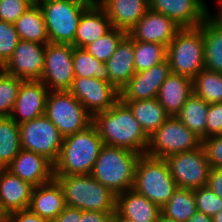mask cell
I'll return each mask as SVG.
<instances>
[{"label": "cell", "mask_w": 222, "mask_h": 222, "mask_svg": "<svg viewBox=\"0 0 222 222\" xmlns=\"http://www.w3.org/2000/svg\"><path fill=\"white\" fill-rule=\"evenodd\" d=\"M21 149L45 156L53 164L57 161L63 136L44 114L19 124Z\"/></svg>", "instance_id": "30bf717a"}, {"label": "cell", "mask_w": 222, "mask_h": 222, "mask_svg": "<svg viewBox=\"0 0 222 222\" xmlns=\"http://www.w3.org/2000/svg\"><path fill=\"white\" fill-rule=\"evenodd\" d=\"M21 150L19 124L0 117V168H7Z\"/></svg>", "instance_id": "4dcf8cb0"}, {"label": "cell", "mask_w": 222, "mask_h": 222, "mask_svg": "<svg viewBox=\"0 0 222 222\" xmlns=\"http://www.w3.org/2000/svg\"><path fill=\"white\" fill-rule=\"evenodd\" d=\"M126 35V31L112 28L101 38L86 45L84 49L97 60L105 63L115 53L118 44Z\"/></svg>", "instance_id": "d590c367"}, {"label": "cell", "mask_w": 222, "mask_h": 222, "mask_svg": "<svg viewBox=\"0 0 222 222\" xmlns=\"http://www.w3.org/2000/svg\"><path fill=\"white\" fill-rule=\"evenodd\" d=\"M7 222H48L39 215L34 214L29 208L8 213Z\"/></svg>", "instance_id": "7bdbcfd3"}, {"label": "cell", "mask_w": 222, "mask_h": 222, "mask_svg": "<svg viewBox=\"0 0 222 222\" xmlns=\"http://www.w3.org/2000/svg\"><path fill=\"white\" fill-rule=\"evenodd\" d=\"M106 12L112 28L128 31L149 9L148 0H97Z\"/></svg>", "instance_id": "ffe728a7"}, {"label": "cell", "mask_w": 222, "mask_h": 222, "mask_svg": "<svg viewBox=\"0 0 222 222\" xmlns=\"http://www.w3.org/2000/svg\"><path fill=\"white\" fill-rule=\"evenodd\" d=\"M202 146L211 168H222V135L203 139Z\"/></svg>", "instance_id": "60d3db41"}, {"label": "cell", "mask_w": 222, "mask_h": 222, "mask_svg": "<svg viewBox=\"0 0 222 222\" xmlns=\"http://www.w3.org/2000/svg\"><path fill=\"white\" fill-rule=\"evenodd\" d=\"M115 211H82L80 222H110Z\"/></svg>", "instance_id": "f6af8a7d"}, {"label": "cell", "mask_w": 222, "mask_h": 222, "mask_svg": "<svg viewBox=\"0 0 222 222\" xmlns=\"http://www.w3.org/2000/svg\"><path fill=\"white\" fill-rule=\"evenodd\" d=\"M110 222H135V221L122 217L117 211H115L111 216Z\"/></svg>", "instance_id": "c3c4849f"}, {"label": "cell", "mask_w": 222, "mask_h": 222, "mask_svg": "<svg viewBox=\"0 0 222 222\" xmlns=\"http://www.w3.org/2000/svg\"><path fill=\"white\" fill-rule=\"evenodd\" d=\"M170 73V66L167 59L147 70L136 72L119 91L120 100L127 102L130 100L156 98L162 83Z\"/></svg>", "instance_id": "2e32d148"}, {"label": "cell", "mask_w": 222, "mask_h": 222, "mask_svg": "<svg viewBox=\"0 0 222 222\" xmlns=\"http://www.w3.org/2000/svg\"><path fill=\"white\" fill-rule=\"evenodd\" d=\"M181 29L170 18L148 9L127 34L136 41L159 43L167 47Z\"/></svg>", "instance_id": "ac0fdd59"}, {"label": "cell", "mask_w": 222, "mask_h": 222, "mask_svg": "<svg viewBox=\"0 0 222 222\" xmlns=\"http://www.w3.org/2000/svg\"><path fill=\"white\" fill-rule=\"evenodd\" d=\"M217 2H218V3H216V4H218V7H219V8H222V0H217Z\"/></svg>", "instance_id": "f5cc1de1"}, {"label": "cell", "mask_w": 222, "mask_h": 222, "mask_svg": "<svg viewBox=\"0 0 222 222\" xmlns=\"http://www.w3.org/2000/svg\"><path fill=\"white\" fill-rule=\"evenodd\" d=\"M44 15L50 43L72 44L82 13L92 0H36Z\"/></svg>", "instance_id": "8992f818"}, {"label": "cell", "mask_w": 222, "mask_h": 222, "mask_svg": "<svg viewBox=\"0 0 222 222\" xmlns=\"http://www.w3.org/2000/svg\"><path fill=\"white\" fill-rule=\"evenodd\" d=\"M209 105L194 93L186 100L177 118L201 140L206 138L207 113Z\"/></svg>", "instance_id": "f546056e"}, {"label": "cell", "mask_w": 222, "mask_h": 222, "mask_svg": "<svg viewBox=\"0 0 222 222\" xmlns=\"http://www.w3.org/2000/svg\"><path fill=\"white\" fill-rule=\"evenodd\" d=\"M193 93L208 104L222 102V72L202 69L193 79Z\"/></svg>", "instance_id": "1f68e13d"}, {"label": "cell", "mask_w": 222, "mask_h": 222, "mask_svg": "<svg viewBox=\"0 0 222 222\" xmlns=\"http://www.w3.org/2000/svg\"><path fill=\"white\" fill-rule=\"evenodd\" d=\"M65 205L82 211H116V195L91 174L54 176Z\"/></svg>", "instance_id": "277c9868"}, {"label": "cell", "mask_w": 222, "mask_h": 222, "mask_svg": "<svg viewBox=\"0 0 222 222\" xmlns=\"http://www.w3.org/2000/svg\"><path fill=\"white\" fill-rule=\"evenodd\" d=\"M193 193L197 205V211L212 217L222 210V199L207 186L194 189Z\"/></svg>", "instance_id": "f35d334b"}, {"label": "cell", "mask_w": 222, "mask_h": 222, "mask_svg": "<svg viewBox=\"0 0 222 222\" xmlns=\"http://www.w3.org/2000/svg\"><path fill=\"white\" fill-rule=\"evenodd\" d=\"M217 13L222 17V8H218Z\"/></svg>", "instance_id": "db71d44e"}, {"label": "cell", "mask_w": 222, "mask_h": 222, "mask_svg": "<svg viewBox=\"0 0 222 222\" xmlns=\"http://www.w3.org/2000/svg\"><path fill=\"white\" fill-rule=\"evenodd\" d=\"M103 145L93 123L64 137L59 157L54 163V176L91 174Z\"/></svg>", "instance_id": "7a4b0ae2"}, {"label": "cell", "mask_w": 222, "mask_h": 222, "mask_svg": "<svg viewBox=\"0 0 222 222\" xmlns=\"http://www.w3.org/2000/svg\"><path fill=\"white\" fill-rule=\"evenodd\" d=\"M149 9L173 20L181 28H196L210 8L205 0H148Z\"/></svg>", "instance_id": "9a60e30c"}, {"label": "cell", "mask_w": 222, "mask_h": 222, "mask_svg": "<svg viewBox=\"0 0 222 222\" xmlns=\"http://www.w3.org/2000/svg\"><path fill=\"white\" fill-rule=\"evenodd\" d=\"M166 59L171 73L191 79L204 69L202 24L196 28H182L167 46Z\"/></svg>", "instance_id": "52a82bcc"}, {"label": "cell", "mask_w": 222, "mask_h": 222, "mask_svg": "<svg viewBox=\"0 0 222 222\" xmlns=\"http://www.w3.org/2000/svg\"><path fill=\"white\" fill-rule=\"evenodd\" d=\"M112 29L104 9L94 1L81 15L72 45L84 48Z\"/></svg>", "instance_id": "7402d4cb"}, {"label": "cell", "mask_w": 222, "mask_h": 222, "mask_svg": "<svg viewBox=\"0 0 222 222\" xmlns=\"http://www.w3.org/2000/svg\"><path fill=\"white\" fill-rule=\"evenodd\" d=\"M7 169L34 187L54 179V164L45 156L24 149L20 150Z\"/></svg>", "instance_id": "d6986e66"}, {"label": "cell", "mask_w": 222, "mask_h": 222, "mask_svg": "<svg viewBox=\"0 0 222 222\" xmlns=\"http://www.w3.org/2000/svg\"><path fill=\"white\" fill-rule=\"evenodd\" d=\"M19 40L14 23L0 20V68L12 57Z\"/></svg>", "instance_id": "74e56055"}, {"label": "cell", "mask_w": 222, "mask_h": 222, "mask_svg": "<svg viewBox=\"0 0 222 222\" xmlns=\"http://www.w3.org/2000/svg\"><path fill=\"white\" fill-rule=\"evenodd\" d=\"M222 135V102L209 105L207 113L206 138Z\"/></svg>", "instance_id": "b9f144b4"}, {"label": "cell", "mask_w": 222, "mask_h": 222, "mask_svg": "<svg viewBox=\"0 0 222 222\" xmlns=\"http://www.w3.org/2000/svg\"><path fill=\"white\" fill-rule=\"evenodd\" d=\"M222 199V168H211L206 185Z\"/></svg>", "instance_id": "ee69618b"}, {"label": "cell", "mask_w": 222, "mask_h": 222, "mask_svg": "<svg viewBox=\"0 0 222 222\" xmlns=\"http://www.w3.org/2000/svg\"><path fill=\"white\" fill-rule=\"evenodd\" d=\"M187 222H212V217L197 211Z\"/></svg>", "instance_id": "7dc6e473"}, {"label": "cell", "mask_w": 222, "mask_h": 222, "mask_svg": "<svg viewBox=\"0 0 222 222\" xmlns=\"http://www.w3.org/2000/svg\"><path fill=\"white\" fill-rule=\"evenodd\" d=\"M33 188L7 168H0V203L7 213L28 208Z\"/></svg>", "instance_id": "44dd1931"}, {"label": "cell", "mask_w": 222, "mask_h": 222, "mask_svg": "<svg viewBox=\"0 0 222 222\" xmlns=\"http://www.w3.org/2000/svg\"><path fill=\"white\" fill-rule=\"evenodd\" d=\"M157 222H177L174 218L168 217L160 212Z\"/></svg>", "instance_id": "681fc988"}, {"label": "cell", "mask_w": 222, "mask_h": 222, "mask_svg": "<svg viewBox=\"0 0 222 222\" xmlns=\"http://www.w3.org/2000/svg\"><path fill=\"white\" fill-rule=\"evenodd\" d=\"M21 79L6 74L0 68V117H9L12 113Z\"/></svg>", "instance_id": "8d00e7d4"}, {"label": "cell", "mask_w": 222, "mask_h": 222, "mask_svg": "<svg viewBox=\"0 0 222 222\" xmlns=\"http://www.w3.org/2000/svg\"><path fill=\"white\" fill-rule=\"evenodd\" d=\"M212 222H222V210L212 216Z\"/></svg>", "instance_id": "816d5d0a"}, {"label": "cell", "mask_w": 222, "mask_h": 222, "mask_svg": "<svg viewBox=\"0 0 222 222\" xmlns=\"http://www.w3.org/2000/svg\"><path fill=\"white\" fill-rule=\"evenodd\" d=\"M68 91L92 117L107 111L120 99V93L114 86L95 77L75 76Z\"/></svg>", "instance_id": "4fadbf2b"}, {"label": "cell", "mask_w": 222, "mask_h": 222, "mask_svg": "<svg viewBox=\"0 0 222 222\" xmlns=\"http://www.w3.org/2000/svg\"><path fill=\"white\" fill-rule=\"evenodd\" d=\"M140 155L124 148L104 144L91 175L117 196L133 188Z\"/></svg>", "instance_id": "3957f363"}, {"label": "cell", "mask_w": 222, "mask_h": 222, "mask_svg": "<svg viewBox=\"0 0 222 222\" xmlns=\"http://www.w3.org/2000/svg\"><path fill=\"white\" fill-rule=\"evenodd\" d=\"M48 93L41 80H22L10 117L22 124L44 115Z\"/></svg>", "instance_id": "e0dca14e"}, {"label": "cell", "mask_w": 222, "mask_h": 222, "mask_svg": "<svg viewBox=\"0 0 222 222\" xmlns=\"http://www.w3.org/2000/svg\"><path fill=\"white\" fill-rule=\"evenodd\" d=\"M8 221V213L2 208L0 203V222H7Z\"/></svg>", "instance_id": "f907efd6"}, {"label": "cell", "mask_w": 222, "mask_h": 222, "mask_svg": "<svg viewBox=\"0 0 222 222\" xmlns=\"http://www.w3.org/2000/svg\"><path fill=\"white\" fill-rule=\"evenodd\" d=\"M72 44L47 43L41 81L49 91L69 90L75 78Z\"/></svg>", "instance_id": "7c38bea8"}, {"label": "cell", "mask_w": 222, "mask_h": 222, "mask_svg": "<svg viewBox=\"0 0 222 222\" xmlns=\"http://www.w3.org/2000/svg\"><path fill=\"white\" fill-rule=\"evenodd\" d=\"M202 140L190 131L177 117L170 116L150 137L146 154L155 158L194 150Z\"/></svg>", "instance_id": "9c48e42d"}, {"label": "cell", "mask_w": 222, "mask_h": 222, "mask_svg": "<svg viewBox=\"0 0 222 222\" xmlns=\"http://www.w3.org/2000/svg\"><path fill=\"white\" fill-rule=\"evenodd\" d=\"M81 210L65 206L64 210L52 222H80Z\"/></svg>", "instance_id": "bcb514c9"}, {"label": "cell", "mask_w": 222, "mask_h": 222, "mask_svg": "<svg viewBox=\"0 0 222 222\" xmlns=\"http://www.w3.org/2000/svg\"><path fill=\"white\" fill-rule=\"evenodd\" d=\"M46 44L19 40L12 57L1 68L21 80H40L44 71Z\"/></svg>", "instance_id": "5bb4252c"}, {"label": "cell", "mask_w": 222, "mask_h": 222, "mask_svg": "<svg viewBox=\"0 0 222 222\" xmlns=\"http://www.w3.org/2000/svg\"><path fill=\"white\" fill-rule=\"evenodd\" d=\"M45 115L63 137L82 131L93 123V117L68 90L49 91Z\"/></svg>", "instance_id": "ba28073f"}, {"label": "cell", "mask_w": 222, "mask_h": 222, "mask_svg": "<svg viewBox=\"0 0 222 222\" xmlns=\"http://www.w3.org/2000/svg\"><path fill=\"white\" fill-rule=\"evenodd\" d=\"M20 40L49 43L44 15L37 2L31 5L14 23Z\"/></svg>", "instance_id": "f1b7e54d"}, {"label": "cell", "mask_w": 222, "mask_h": 222, "mask_svg": "<svg viewBox=\"0 0 222 222\" xmlns=\"http://www.w3.org/2000/svg\"><path fill=\"white\" fill-rule=\"evenodd\" d=\"M161 212L177 222H187L197 212L193 190L177 188Z\"/></svg>", "instance_id": "d6a6232c"}, {"label": "cell", "mask_w": 222, "mask_h": 222, "mask_svg": "<svg viewBox=\"0 0 222 222\" xmlns=\"http://www.w3.org/2000/svg\"><path fill=\"white\" fill-rule=\"evenodd\" d=\"M64 194L59 183H49L33 188L29 209L41 218L52 222L65 208Z\"/></svg>", "instance_id": "603a6c76"}, {"label": "cell", "mask_w": 222, "mask_h": 222, "mask_svg": "<svg viewBox=\"0 0 222 222\" xmlns=\"http://www.w3.org/2000/svg\"><path fill=\"white\" fill-rule=\"evenodd\" d=\"M177 188V183L171 176L164 158L140 155L132 188L135 192L147 197L161 209Z\"/></svg>", "instance_id": "5b68a950"}, {"label": "cell", "mask_w": 222, "mask_h": 222, "mask_svg": "<svg viewBox=\"0 0 222 222\" xmlns=\"http://www.w3.org/2000/svg\"><path fill=\"white\" fill-rule=\"evenodd\" d=\"M192 94L191 78L170 73L162 83L156 98L169 116L176 117Z\"/></svg>", "instance_id": "d4e9b609"}, {"label": "cell", "mask_w": 222, "mask_h": 222, "mask_svg": "<svg viewBox=\"0 0 222 222\" xmlns=\"http://www.w3.org/2000/svg\"><path fill=\"white\" fill-rule=\"evenodd\" d=\"M105 63L110 84L120 91L136 73L134 40L127 34L118 44L115 53Z\"/></svg>", "instance_id": "cb8c5ba5"}, {"label": "cell", "mask_w": 222, "mask_h": 222, "mask_svg": "<svg viewBox=\"0 0 222 222\" xmlns=\"http://www.w3.org/2000/svg\"><path fill=\"white\" fill-rule=\"evenodd\" d=\"M125 103L143 131L150 137L170 117L157 98L130 100Z\"/></svg>", "instance_id": "83f0119b"}, {"label": "cell", "mask_w": 222, "mask_h": 222, "mask_svg": "<svg viewBox=\"0 0 222 222\" xmlns=\"http://www.w3.org/2000/svg\"><path fill=\"white\" fill-rule=\"evenodd\" d=\"M35 2L36 0L0 1V20L15 23L17 19Z\"/></svg>", "instance_id": "ab89813d"}, {"label": "cell", "mask_w": 222, "mask_h": 222, "mask_svg": "<svg viewBox=\"0 0 222 222\" xmlns=\"http://www.w3.org/2000/svg\"><path fill=\"white\" fill-rule=\"evenodd\" d=\"M167 47L159 43L134 40V65L136 72L147 70L166 60Z\"/></svg>", "instance_id": "e575fe53"}, {"label": "cell", "mask_w": 222, "mask_h": 222, "mask_svg": "<svg viewBox=\"0 0 222 222\" xmlns=\"http://www.w3.org/2000/svg\"><path fill=\"white\" fill-rule=\"evenodd\" d=\"M116 211L135 222H157L161 209L133 189L116 196Z\"/></svg>", "instance_id": "4316f807"}, {"label": "cell", "mask_w": 222, "mask_h": 222, "mask_svg": "<svg viewBox=\"0 0 222 222\" xmlns=\"http://www.w3.org/2000/svg\"><path fill=\"white\" fill-rule=\"evenodd\" d=\"M93 124L104 144L146 154L149 137L120 99L107 111L96 114Z\"/></svg>", "instance_id": "6da1fadb"}, {"label": "cell", "mask_w": 222, "mask_h": 222, "mask_svg": "<svg viewBox=\"0 0 222 222\" xmlns=\"http://www.w3.org/2000/svg\"><path fill=\"white\" fill-rule=\"evenodd\" d=\"M73 69L75 76L84 78L95 77L100 81L110 83L106 63L97 60L84 48H73Z\"/></svg>", "instance_id": "836d02e7"}, {"label": "cell", "mask_w": 222, "mask_h": 222, "mask_svg": "<svg viewBox=\"0 0 222 222\" xmlns=\"http://www.w3.org/2000/svg\"><path fill=\"white\" fill-rule=\"evenodd\" d=\"M205 69L222 72V17L209 10L202 23Z\"/></svg>", "instance_id": "484cf974"}, {"label": "cell", "mask_w": 222, "mask_h": 222, "mask_svg": "<svg viewBox=\"0 0 222 222\" xmlns=\"http://www.w3.org/2000/svg\"><path fill=\"white\" fill-rule=\"evenodd\" d=\"M165 160L178 188L194 190L207 185L211 166L202 145L169 155Z\"/></svg>", "instance_id": "8fae6325"}]
</instances>
